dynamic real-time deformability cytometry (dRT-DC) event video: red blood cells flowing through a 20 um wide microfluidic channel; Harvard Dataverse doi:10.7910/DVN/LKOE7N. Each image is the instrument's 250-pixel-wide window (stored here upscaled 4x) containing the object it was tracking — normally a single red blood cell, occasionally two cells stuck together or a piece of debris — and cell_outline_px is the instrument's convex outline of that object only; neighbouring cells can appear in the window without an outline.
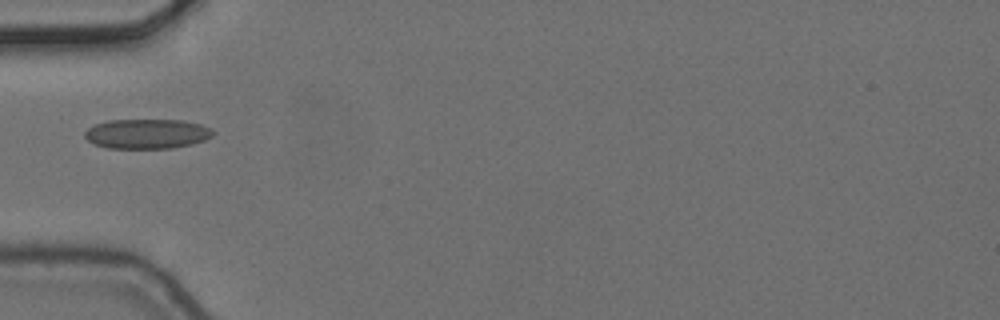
{"species": "common noctule bat (a hibernating species)", "species_latin": "Nyctalus noctula", "temperature_condition": "cold", "stored_images_in_passage": 1, "camera_frame_rate_fps": 3000, "um_per_image_px": 0.085, "animal": {"sex": "female", "body_mass_g": 24.6, "forearm_length_mm": 56.2}, "frame": {"image": 1, "passage_image": 1, "time_ms": 0.0, "image_size_px": [1000, 320], "cell_outline_px": [[212, 136], [204, 140], [192, 144], [172, 148], [108, 148], [96, 144], [88, 140], [84, 136], [84, 132], [88, 128], [96, 124], [108, 120], [184, 120], [200, 124], [212, 128]], "centroid_in_image_um": [12.5, 11.37], "position_along_channel_um": 72.5, "area_um2": 22.14}}